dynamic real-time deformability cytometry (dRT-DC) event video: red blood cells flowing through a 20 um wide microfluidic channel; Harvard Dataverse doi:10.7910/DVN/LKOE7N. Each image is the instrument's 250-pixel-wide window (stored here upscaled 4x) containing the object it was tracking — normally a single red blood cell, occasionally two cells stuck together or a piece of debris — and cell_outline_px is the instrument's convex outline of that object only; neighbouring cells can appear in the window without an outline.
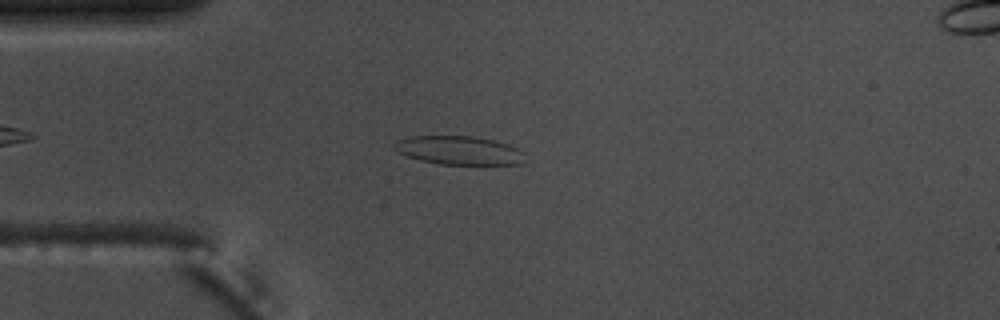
{"species": "common noctule bat (a hibernating species)", "species_latin": "Nyctalus noctula", "temperature_condition": "warm", "stored_images_in_passage": 49, "camera_frame_rate_fps": 3000, "um_per_image_px": 0.085, "animal": {"sex": "male", "body_mass_g": 17.5, "forearm_length_mm": 52.3}, "frame": {"image": 1, "passage_image": 8, "time_ms": 2.333, "image_size_px": [1000, 320], "cell_outline_px": [[520, 164], [440, 164], [420, 160], [396, 152], [392, 148], [392, 144], [396, 140], [408, 136], [472, 136], [492, 140], [508, 144], [516, 148], [520, 152]], "centroid_in_image_um": [38.86, 12.76], "position_along_channel_um": 46.1, "area_um2": 21.5}}
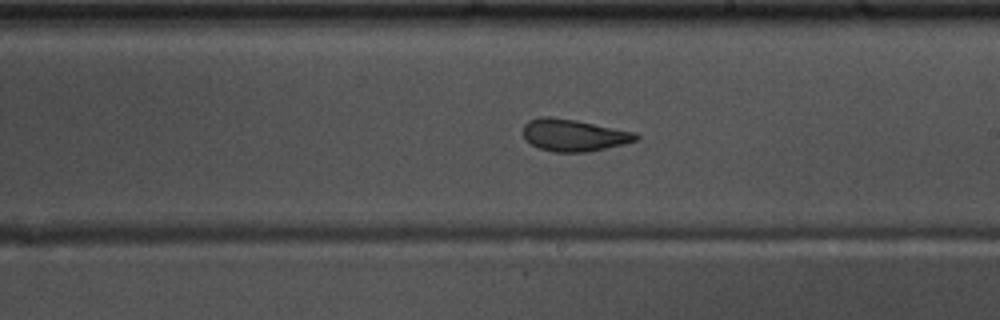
{"frame": {"image": 2, "passage_image": 25, "time_ms": 8.0, "image_size_px": [1000, 320], "cell_outline_px": [[640, 140], [624, 144], [588, 152], [552, 152], [540, 148], [532, 144], [524, 136], [524, 124], [528, 120], [540, 116], [548, 116], [576, 120], [636, 132], [640, 136]], "centroid_in_image_um": [48.81, 11.48], "position_along_channel_um": 240.2, "area_um2": 21.15}}
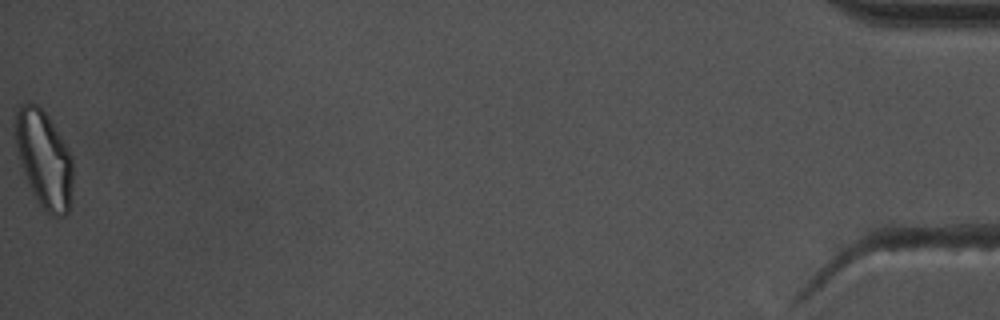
{"frame": {"image": 3, "passage_image": 49, "time_ms": 16.0, "image_size_px": [1000, 320], "cell_outline_px": [[72, 184], [68, 212], [64, 216], [52, 216], [40, 204], [32, 192], [20, 164], [16, 148], [12, 128], [16, 108], [20, 104], [36, 104], [48, 116], [64, 140], [72, 156]], "centroid_in_image_um": [3.71, 13.47], "position_along_channel_um": 431.5, "area_um2": 32.83}, "authors_computed_cell_mechanics": {"area_um2": 21.7328, "velocity_mm_per_s": 3.6958, "shape_relaxation_time_tau1_ms": null, "shape_relaxation_time_tau2_ms": 1.3517, "deformation_change_tau1": null, "deformation_change_tau2": 0.0703}}